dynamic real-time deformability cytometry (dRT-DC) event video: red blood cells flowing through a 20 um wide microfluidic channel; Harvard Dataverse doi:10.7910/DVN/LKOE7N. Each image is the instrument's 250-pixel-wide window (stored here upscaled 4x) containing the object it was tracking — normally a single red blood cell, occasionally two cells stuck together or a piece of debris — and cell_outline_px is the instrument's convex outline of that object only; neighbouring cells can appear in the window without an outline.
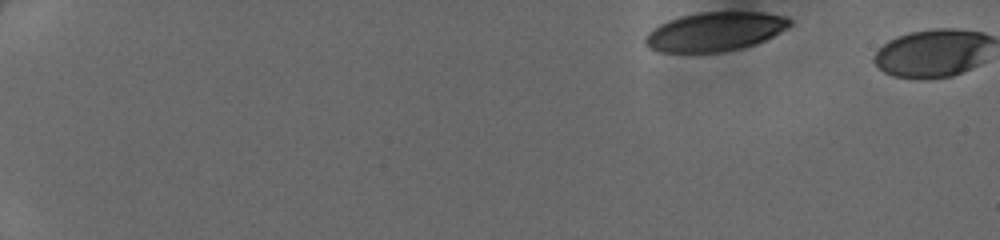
{"species": "human", "species_latin": "Homo sapiens", "temperature_condition": "cold", "stored_images_in_passage": 3, "camera_frame_rate_fps": 3000, "um_per_image_px": 0.085, "donor": {"sex": "female"}, "frame": {"image": 1, "passage_image": 1, "time_ms": 0.0, "image_size_px": [1000, 240], "cell_outline_px": [[792, 24], [788, 28], [756, 44], [740, 48], [720, 52], [660, 52], [648, 48], [644, 44], [644, 36], [648, 32], [660, 24], [668, 20], [680, 16], [700, 12], [764, 12], [784, 16], [792, 20]], "centroid_in_image_um": [60.75, 2.68], "position_along_channel_um": 24.2, "area_um2": 32.95}}